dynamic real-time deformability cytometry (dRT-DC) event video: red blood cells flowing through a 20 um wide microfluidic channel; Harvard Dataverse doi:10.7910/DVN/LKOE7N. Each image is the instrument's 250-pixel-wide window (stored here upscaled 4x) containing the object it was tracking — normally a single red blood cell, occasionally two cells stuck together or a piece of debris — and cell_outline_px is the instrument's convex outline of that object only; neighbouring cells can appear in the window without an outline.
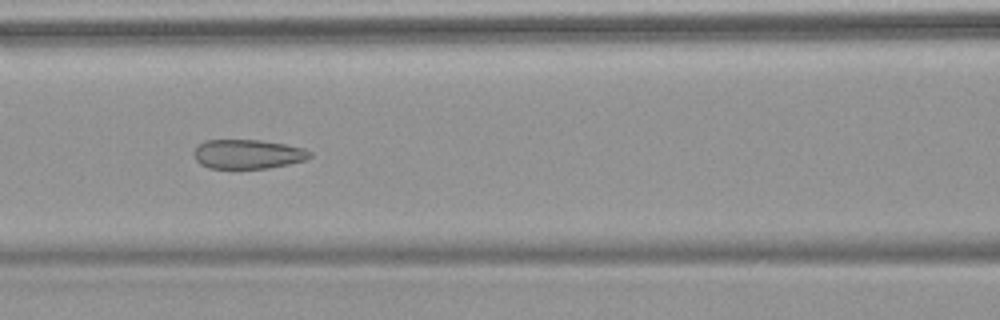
{"species": "common noctule bat (a hibernating species)", "species_latin": "Nyctalus noctula", "temperature_condition": "warm", "stored_images_in_passage": 10, "camera_frame_rate_fps": 3000, "um_per_image_px": 0.085, "animal": {"sex": "female", "body_mass_g": 18.4}, "frame": {"image": 1, "passage_image": 6, "time_ms": 6.667, "image_size_px": [1000, 320], "cell_outline_px": [[312, 156], [304, 160], [288, 164], [268, 168], [208, 168], [200, 164], [196, 160], [192, 152], [196, 144], [204, 140], [260, 140], [284, 144], [304, 148], [312, 152]], "centroid_in_image_um": [21.01, 13.09], "position_along_channel_um": 145.6, "area_um2": 19.94}}
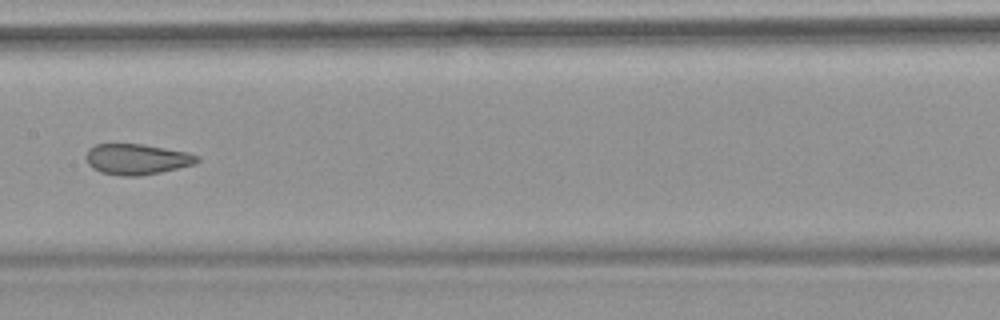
{"frame": {"image": 2, "passage_image": 7, "time_ms": 8.0, "image_size_px": [1000, 320], "cell_outline_px": [[200, 160], [192, 164], [160, 172], [140, 176], [120, 176], [100, 172], [92, 168], [88, 164], [84, 156], [88, 148], [96, 144], [140, 144], [188, 152], [200, 156]], "centroid_in_image_um": [11.58, 13.53], "position_along_channel_um": 195.8, "area_um2": 19.88}}